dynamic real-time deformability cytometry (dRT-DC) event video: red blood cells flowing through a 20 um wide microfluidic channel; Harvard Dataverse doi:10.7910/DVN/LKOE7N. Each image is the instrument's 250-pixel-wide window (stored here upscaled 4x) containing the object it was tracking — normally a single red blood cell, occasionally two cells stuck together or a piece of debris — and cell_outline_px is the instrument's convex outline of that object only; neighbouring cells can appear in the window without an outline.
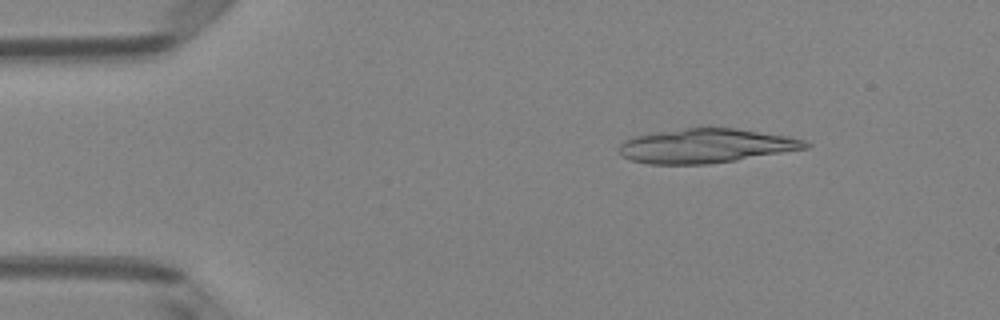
{"species": "Egyptian fruit bat (a non-hibernating species)", "species_latin": "Rousettus aegyptiacus", "temperature_condition": "room temperature", "stored_images_in_passage": 9, "camera_frame_rate_fps": 3000, "um_per_image_px": 0.085, "animal": {"sex": "female"}, "frame": {"image": 1, "passage_image": 1, "time_ms": 0.0, "image_size_px": [1000, 320], "cell_outline_px": [[812, 144], [808, 148], [736, 160], [708, 164], [648, 164], [632, 160], [624, 156], [620, 152], [620, 144], [624, 140], [632, 136], [652, 132], [684, 128], [736, 128], [788, 136], [804, 140]], "centroid_in_image_um": [60.0, 12.39], "position_along_channel_um": 25.0, "area_um2": 37.17}}